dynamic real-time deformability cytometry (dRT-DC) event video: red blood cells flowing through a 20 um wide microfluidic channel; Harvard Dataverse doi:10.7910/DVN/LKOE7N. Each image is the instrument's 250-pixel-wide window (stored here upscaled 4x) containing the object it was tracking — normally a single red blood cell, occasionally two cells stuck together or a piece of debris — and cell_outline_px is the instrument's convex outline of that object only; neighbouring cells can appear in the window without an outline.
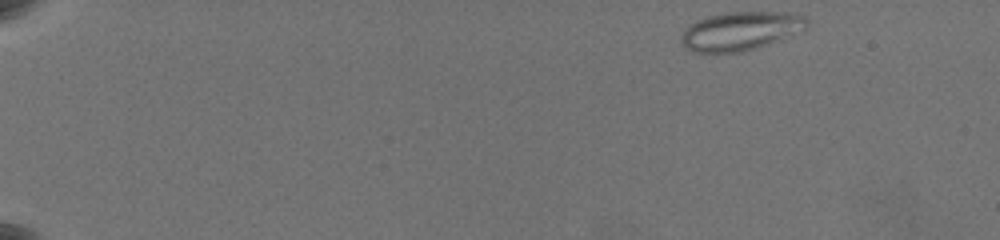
{"species": "common noctule bat (a hibernating species)", "species_latin": "Nyctalus noctula", "temperature_condition": "warm", "stored_images_in_passage": 39, "camera_frame_rate_fps": 3000, "um_per_image_px": 0.085, "animal": {"sex": "female", "body_mass_g": 19.5, "forearm_length_mm": 54.1}, "frame": {"image": 1, "passage_image": 1, "time_ms": 0.0, "image_size_px": [1000, 240], "cell_outline_px": [[808, 28], [804, 32], [756, 48], [740, 52], [692, 52], [680, 40], [680, 36], [692, 24], [708, 16], [728, 12], [788, 12], [804, 16], [808, 20]], "centroid_in_image_um": [63.05, 2.63], "position_along_channel_um": 22.0, "area_um2": 28.26}}
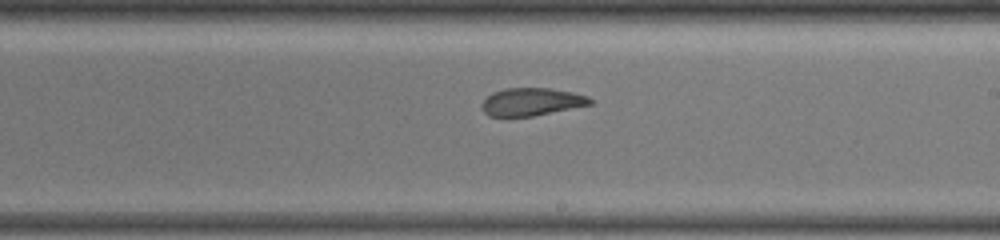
{"frame": {"image": 2, "passage_image": 21, "time_ms": 10.333, "image_size_px": [1000, 240], "cell_outline_px": [[592, 104], [532, 116], [488, 116], [484, 112], [480, 104], [492, 92], [504, 88], [548, 88], [572, 92], [588, 96], [592, 100]], "centroid_in_image_um": [45.15, 8.65], "position_along_channel_um": 243.8, "area_um2": 17.4}}
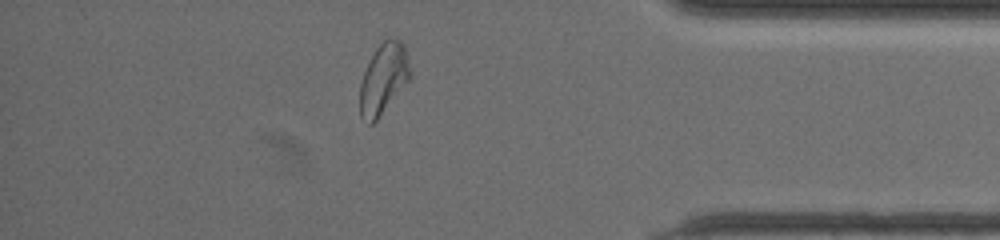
{"frame": {"image": 3, "passage_image": 34, "time_ms": 15.333, "image_size_px": [1000, 240], "cell_outline_px": [[412, 72], [408, 80], [376, 120], [372, 124], [368, 124], [360, 116], [360, 84], [364, 72], [376, 48], [388, 36], [400, 40], [404, 48]], "centroid_in_image_um": [32.58, 6.68], "position_along_channel_um": 402.6, "area_um2": 20.23}, "authors_computed_cell_mechanics": {"area_um2": 20.5768, "velocity_mm_per_s": 3.6052, "shape_relaxation_time_tau1_ms": null, "shape_relaxation_time_tau2_ms": 2.3339, "deformation_change_tau1": null, "deformation_change_tau2": 0.0901}}